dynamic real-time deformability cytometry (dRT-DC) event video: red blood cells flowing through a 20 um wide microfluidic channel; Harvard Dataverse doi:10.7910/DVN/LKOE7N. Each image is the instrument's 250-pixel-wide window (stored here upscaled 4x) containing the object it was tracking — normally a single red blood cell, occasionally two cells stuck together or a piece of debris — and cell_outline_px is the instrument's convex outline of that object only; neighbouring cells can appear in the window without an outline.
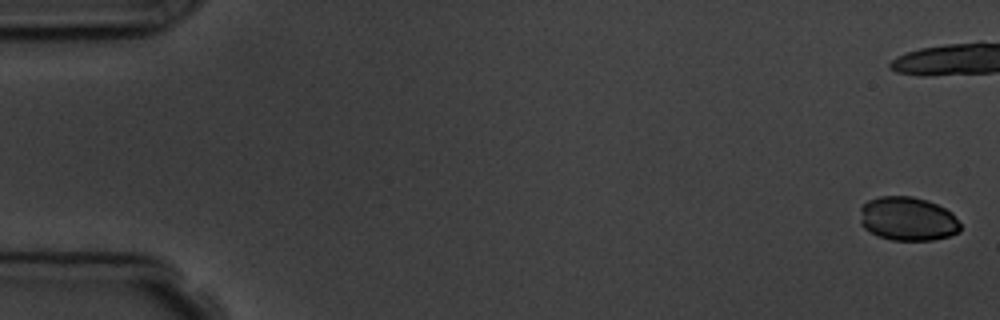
{"species": "common noctule bat (a hibernating species)", "species_latin": "Nyctalus noctula", "temperature_condition": "room temperature", "stored_images_in_passage": 8, "camera_frame_rate_fps": 3000, "um_per_image_px": 0.085, "animal": {"sex": "male", "body_mass_g": 19.5, "forearm_length_mm": 54.6}, "frame": {"image": 1, "passage_image": 1, "time_ms": 0.0, "image_size_px": [1000, 320], "cell_outline_px": [[960, 232], [948, 236], [932, 240], [892, 240], [880, 236], [864, 228], [860, 224], [860, 208], [868, 200], [880, 196], [912, 196], [936, 204], [952, 212], [960, 224]], "centroid_in_image_um": [77.14, 18.6], "position_along_channel_um": 7.9, "area_um2": 25.55}}